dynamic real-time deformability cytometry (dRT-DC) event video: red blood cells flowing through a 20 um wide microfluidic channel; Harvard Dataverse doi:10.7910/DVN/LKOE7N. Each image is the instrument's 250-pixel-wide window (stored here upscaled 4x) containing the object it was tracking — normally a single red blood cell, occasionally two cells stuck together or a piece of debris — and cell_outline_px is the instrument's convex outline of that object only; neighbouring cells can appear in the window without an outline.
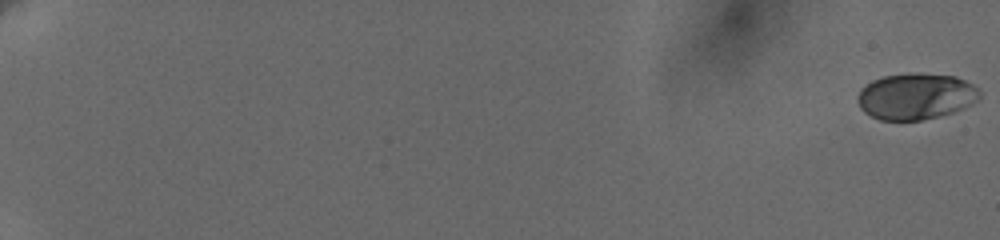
{"species": "human", "species_latin": "Homo sapiens", "temperature_condition": "cold", "stored_images_in_passage": 18, "camera_frame_rate_fps": 3000, "um_per_image_px": 0.085, "donor": {"sex": "female"}, "frame": {"image": 1, "passage_image": 1, "time_ms": 0.0, "image_size_px": [1000, 240], "cell_outline_px": [[980, 96], [976, 100], [952, 112], [920, 120], [880, 120], [864, 112], [860, 108], [860, 92], [872, 80], [884, 76], [908, 72], [912, 72], [956, 76], [972, 84], [980, 92]], "centroid_in_image_um": [77.84, 8.17], "position_along_channel_um": 7.2, "area_um2": 32.31}}
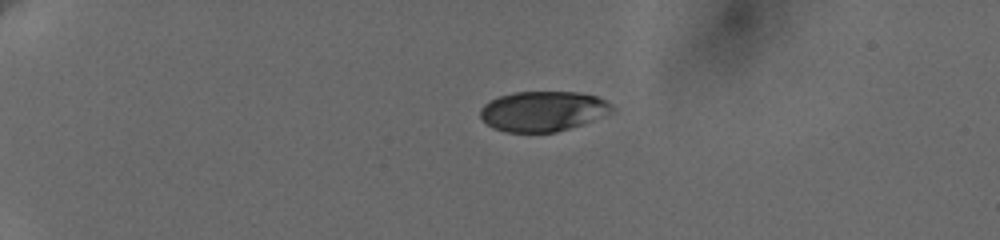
{"frame": {"image": 2, "passage_image": 13, "time_ms": 5.333, "image_size_px": [1000, 240], "cell_outline_px": [[612, 112], [580, 124], [556, 132], [508, 132], [492, 128], [480, 116], [480, 108], [484, 104], [500, 96], [516, 92], [580, 92], [596, 96], [604, 100], [612, 108]], "centroid_in_image_um": [46.1, 9.45], "position_along_channel_um": 38.9, "area_um2": 30.29}}
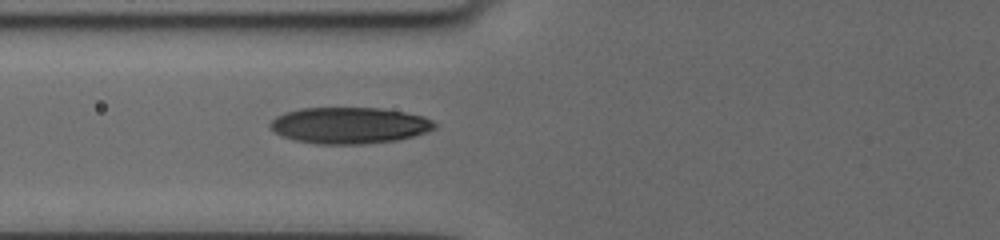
{"frame": {"image": 3, "passage_image": 18, "time_ms": 9.0, "image_size_px": [1000, 240], "cell_outline_px": [[436, 128], [412, 136], [396, 140], [364, 144], [316, 144], [296, 140], [284, 136], [276, 132], [268, 124], [276, 116], [284, 112], [300, 108], [380, 108], [404, 112], [424, 116], [432, 120], [436, 124]], "centroid_in_image_um": [29.69, 10.65], "position_along_channel_um": 96.1, "area_um2": 34.68}}